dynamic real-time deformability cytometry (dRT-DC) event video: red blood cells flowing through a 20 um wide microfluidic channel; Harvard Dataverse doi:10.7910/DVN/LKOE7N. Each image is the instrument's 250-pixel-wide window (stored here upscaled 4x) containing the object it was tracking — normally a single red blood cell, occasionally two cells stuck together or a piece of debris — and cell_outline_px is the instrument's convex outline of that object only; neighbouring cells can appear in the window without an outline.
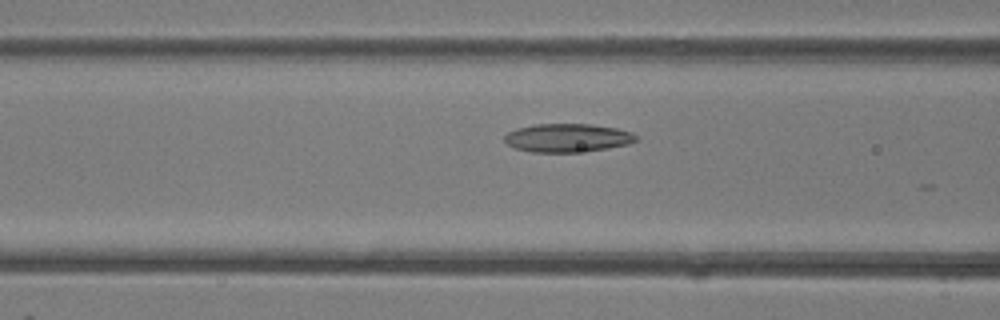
{"species": "common noctule bat (a hibernating species)", "species_latin": "Nyctalus noctula", "temperature_condition": "room temperature", "stored_images_in_passage": 10, "camera_frame_rate_fps": 3000, "um_per_image_px": 0.085, "animal": {"sex": "female"}, "frame": {"image": 1, "passage_image": 6, "time_ms": 1.667, "image_size_px": [1000, 320], "cell_outline_px": [[640, 140], [628, 144], [608, 148], [576, 152], [532, 152], [516, 148], [508, 144], [504, 140], [504, 136], [508, 132], [516, 128], [536, 124], [592, 124], [616, 128], [632, 132]], "centroid_in_image_um": [48.25, 11.71], "position_along_channel_um": 118.3, "area_um2": 21.79}}
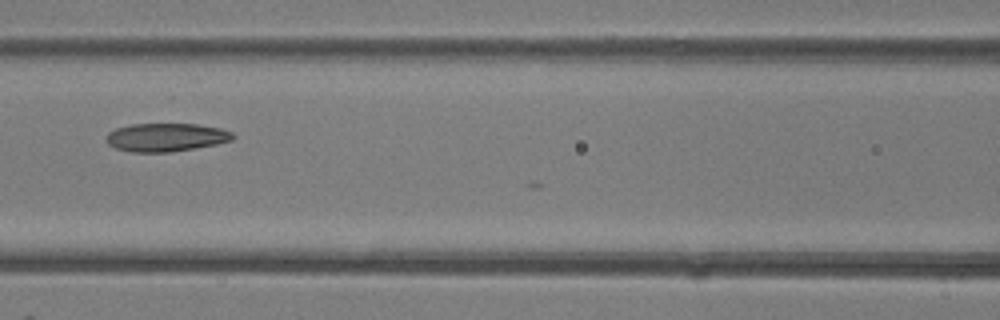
{"frame": {"image": 2, "passage_image": 8, "time_ms": 2.333, "image_size_px": [1000, 320], "cell_outline_px": [[236, 136], [232, 140], [216, 144], [172, 152], [132, 152], [116, 148], [108, 144], [108, 132], [116, 128], [132, 124], [196, 124], [220, 128], [232, 132]], "centroid_in_image_um": [14.14, 11.67], "position_along_channel_um": 152.5, "area_um2": 20.75}}